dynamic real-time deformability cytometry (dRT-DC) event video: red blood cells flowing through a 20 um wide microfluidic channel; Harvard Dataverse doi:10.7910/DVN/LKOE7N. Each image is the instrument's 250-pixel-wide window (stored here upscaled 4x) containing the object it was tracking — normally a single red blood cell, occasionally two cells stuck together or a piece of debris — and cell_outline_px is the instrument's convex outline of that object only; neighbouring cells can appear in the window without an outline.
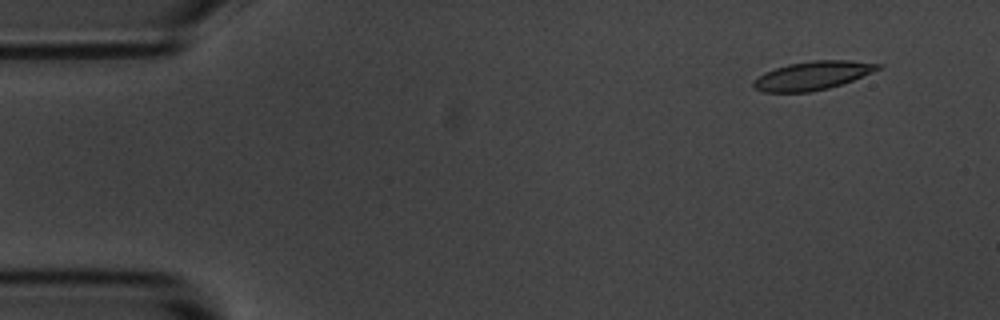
{"species": "common noctule bat (a hibernating species)", "species_latin": "Nyctalus noctula", "temperature_condition": "room temperature", "stored_images_in_passage": 4, "camera_frame_rate_fps": 3000, "um_per_image_px": 0.085, "animal": {"sex": "male", "body_mass_g": 20.1, "forearm_length_mm": 53.5}, "frame": {"image": 1, "passage_image": 1, "time_ms": 0.0, "image_size_px": [1000, 320], "cell_outline_px": [[884, 64], [880, 68], [872, 72], [852, 80], [828, 88], [808, 92], [764, 92], [752, 88], [752, 80], [764, 72], [788, 64], [812, 60], [848, 60]], "centroid_in_image_um": [69.02, 6.42], "position_along_channel_um": 16.0, "area_um2": 20.69}}
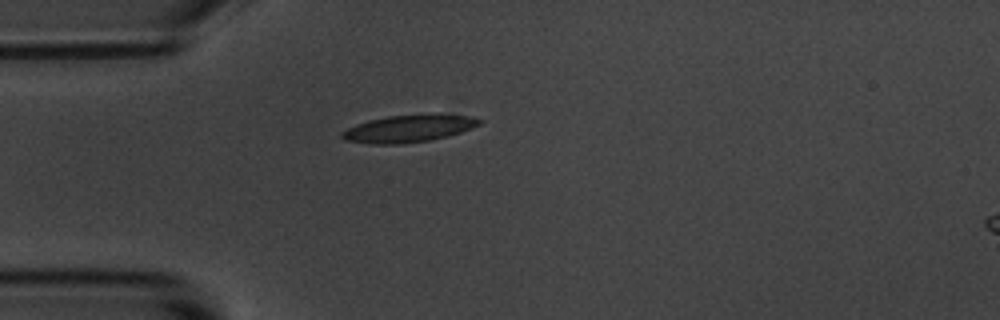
{"frame": {"image": 2, "passage_image": 3, "time_ms": 3.333, "image_size_px": [1000, 320], "cell_outline_px": [[484, 120], [480, 124], [472, 128], [448, 136], [428, 140], [400, 144], [372, 144], [344, 140], [340, 136], [340, 132], [356, 124], [368, 120], [388, 116], [468, 116]], "centroid_in_image_um": [34.65, 10.96], "position_along_channel_um": 50.4, "area_um2": 21.1}}